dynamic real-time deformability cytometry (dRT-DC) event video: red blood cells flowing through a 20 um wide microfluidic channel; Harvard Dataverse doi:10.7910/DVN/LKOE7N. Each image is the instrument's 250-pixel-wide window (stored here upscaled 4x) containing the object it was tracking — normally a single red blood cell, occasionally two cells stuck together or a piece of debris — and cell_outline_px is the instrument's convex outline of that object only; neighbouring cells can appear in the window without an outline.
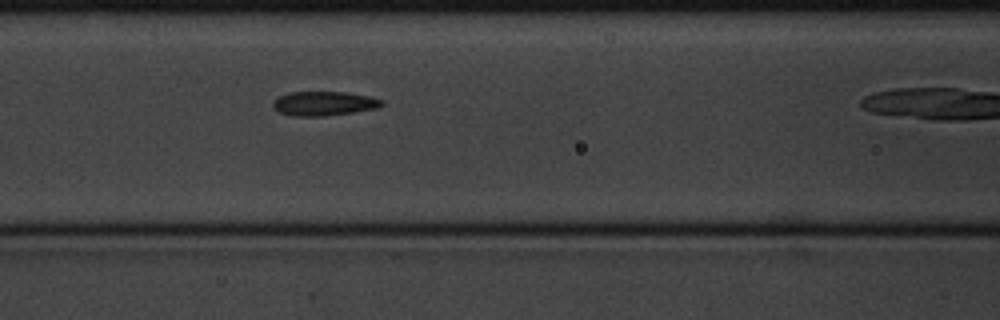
{"species": "common noctule bat (a hibernating species)", "species_latin": "Nyctalus noctula", "temperature_condition": "cold", "stored_images_in_passage": 5, "segment_of_instrument_passage": [1, 2], "camera_frame_rate_fps": 3000, "um_per_image_px": 0.085, "animal": {"sex": "male", "body_mass_g": 20.1, "forearm_length_mm": 53.5}, "frame": {"image": 1, "passage_image": 4, "time_ms": 1.0, "image_size_px": [1000, 320], "cell_outline_px": [[384, 104], [376, 108], [352, 112], [324, 116], [292, 116], [280, 112], [272, 104], [272, 100], [288, 92], [348, 92], [368, 96], [384, 100]], "centroid_in_image_um": [27.53, 8.79], "position_along_channel_um": 139.1, "area_um2": 15.32}}